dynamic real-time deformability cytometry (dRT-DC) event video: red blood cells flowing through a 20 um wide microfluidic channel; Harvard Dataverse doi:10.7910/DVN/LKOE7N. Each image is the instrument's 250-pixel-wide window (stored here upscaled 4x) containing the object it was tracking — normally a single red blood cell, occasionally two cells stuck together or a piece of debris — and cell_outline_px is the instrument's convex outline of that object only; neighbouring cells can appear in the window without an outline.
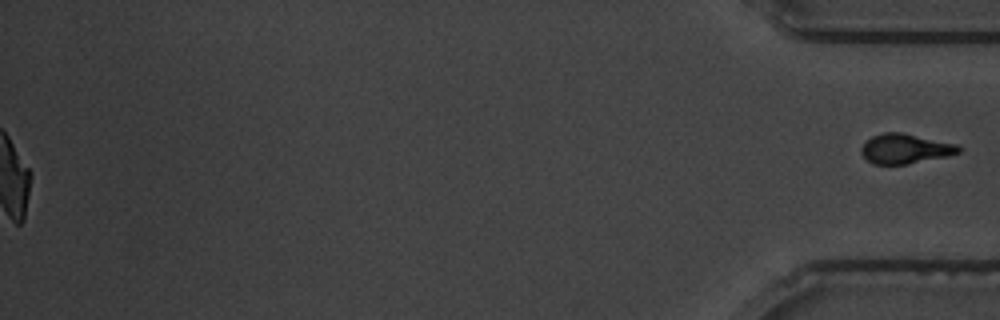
{"species": "common noctule bat (a hibernating species)", "species_latin": "Nyctalus noctula", "temperature_condition": "warm", "stored_images_in_passage": 61, "segment_of_instrument_passage": [2, 2], "camera_frame_rate_fps": 3000, "um_per_image_px": 0.085, "animal": {"sex": "male", "body_mass_g": 19.5, "forearm_length_mm": 54.6}, "frame": {"image": 1, "passage_image": 61, "time_ms": 20.0, "image_size_px": [1000, 320], "cell_outline_px": [[960, 152], [948, 156], [908, 164], [872, 164], [860, 152], [860, 148], [872, 136], [884, 132], [900, 132], [956, 144], [960, 148]], "centroid_in_image_um": [76.92, 12.65], "position_along_channel_um": 358.3, "area_um2": 16.7}}